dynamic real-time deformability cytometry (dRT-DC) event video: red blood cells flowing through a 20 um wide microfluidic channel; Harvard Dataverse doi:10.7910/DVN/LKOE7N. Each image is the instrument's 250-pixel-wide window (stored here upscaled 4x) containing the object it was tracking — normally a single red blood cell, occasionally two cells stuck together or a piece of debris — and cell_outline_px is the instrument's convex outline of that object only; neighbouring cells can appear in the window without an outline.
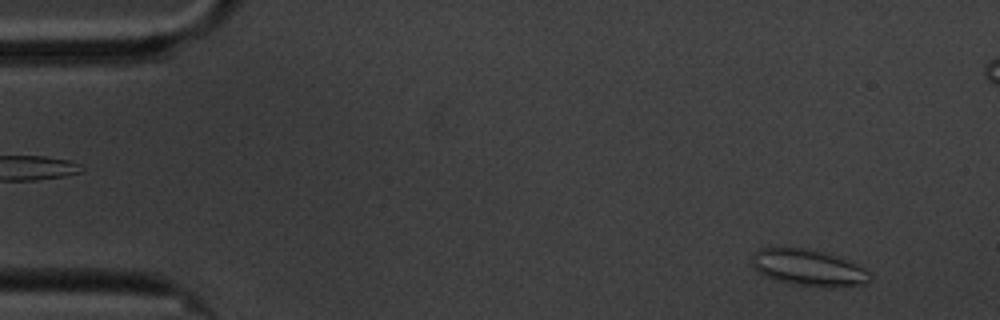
{"species": "common noctule bat (a hibernating species)", "species_latin": "Nyctalus noctula", "temperature_condition": "cold", "stored_images_in_passage": 59, "camera_frame_rate_fps": 3000, "um_per_image_px": 0.085, "animal": {"sex": "male", "body_mass_g": 20.1, "forearm_length_mm": 53.5}, "frame": {"image": 1, "passage_image": 4, "time_ms": 1.0, "image_size_px": [1000, 320], "cell_outline_px": [[872, 276], [864, 284], [844, 288], [832, 288], [792, 284], [776, 280], [764, 276], [756, 272], [752, 264], [752, 256], [756, 248], [808, 248], [836, 256], [856, 264], [872, 272]], "centroid_in_image_um": [68.72, 22.77], "position_along_channel_um": 16.3, "area_um2": 25.43}}
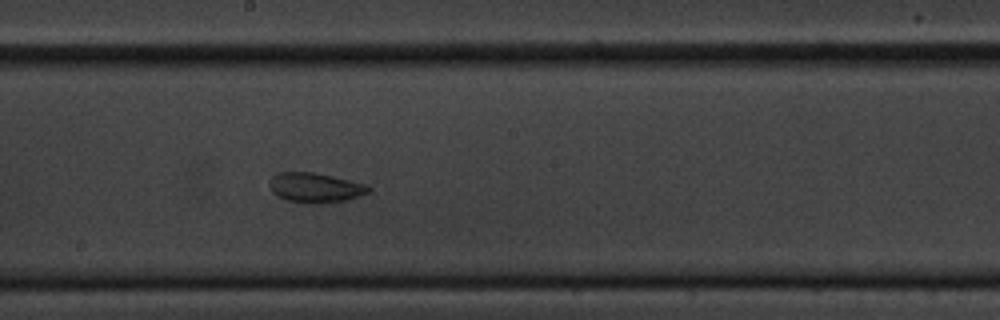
{"frame": {"image": 2, "passage_image": 31, "time_ms": 10.0, "image_size_px": [1000, 320], "cell_outline_px": [[372, 188], [368, 192], [344, 200], [320, 204], [312, 204], [288, 200], [276, 196], [272, 192], [268, 184], [272, 176], [276, 172], [312, 172], [332, 176], [368, 184]], "centroid_in_image_um": [26.76, 15.94], "position_along_channel_um": 221.4, "area_um2": 17.22}}
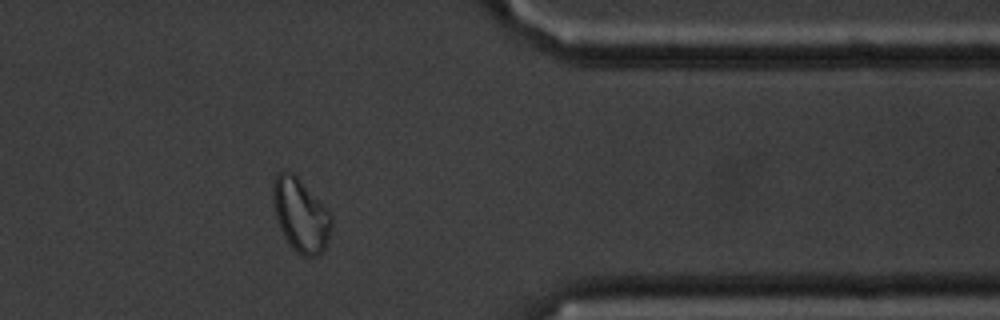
{"frame": {"image": 3, "passage_image": 47, "time_ms": 15.333, "image_size_px": [1000, 320], "cell_outline_px": [[332, 224], [324, 248], [316, 256], [304, 256], [296, 252], [284, 236], [280, 228], [276, 216], [272, 200], [272, 184], [276, 172], [288, 168], [300, 180], [332, 216]], "centroid_in_image_um": [25.5, 18.23], "position_along_channel_um": 385.9, "area_um2": 24.62}, "authors_computed_cell_mechanics": {"area_um2": 22.1952, "velocity_mm_per_s": 3.3752, "shape_relaxation_time_tau1_ms": null, "shape_relaxation_time_tau2_ms": 2.0407, "deformation_change_tau1": null, "deformation_change_tau2": 0.0724}}